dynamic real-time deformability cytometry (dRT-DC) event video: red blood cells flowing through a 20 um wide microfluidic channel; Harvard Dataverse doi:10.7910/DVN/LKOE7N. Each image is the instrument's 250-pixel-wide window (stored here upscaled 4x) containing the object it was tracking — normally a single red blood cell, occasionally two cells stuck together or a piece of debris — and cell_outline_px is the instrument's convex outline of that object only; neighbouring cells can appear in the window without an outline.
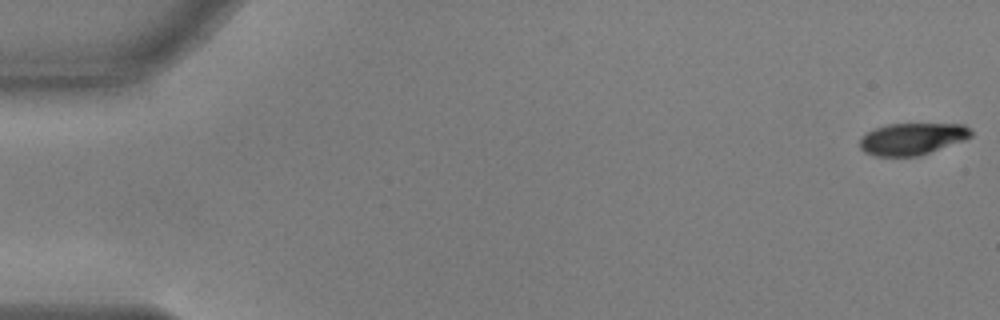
{"species": "common noctule bat (a hibernating species)", "species_latin": "Nyctalus noctula", "temperature_condition": "warm", "stored_images_in_passage": 55, "camera_frame_rate_fps": 3000, "um_per_image_px": 0.085, "animal": {"sex": "male", "body_mass_g": 17.9, "forearm_length_mm": 54.2}, "frame": {"image": 1, "passage_image": 1, "time_ms": 0.0, "image_size_px": [1000, 320], "cell_outline_px": [[972, 136], [964, 140], [920, 156], [876, 156], [864, 152], [860, 148], [860, 140], [868, 132], [876, 128], [888, 124], [964, 124], [972, 132]], "centroid_in_image_um": [77.55, 11.81], "position_along_channel_um": 7.5, "area_um2": 20.52}}
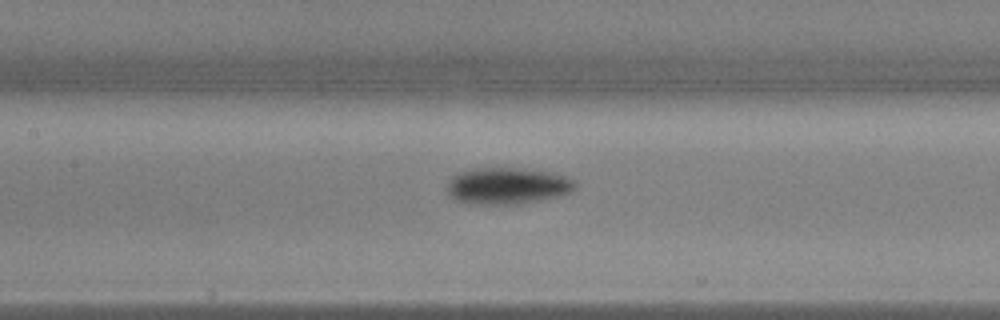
{"frame": {"image": 2, "passage_image": 26, "time_ms": 8.333, "image_size_px": [1000, 320], "cell_outline_px": [[576, 188], [572, 192], [540, 200], [516, 204], [472, 204], [456, 200], [448, 192], [448, 184], [452, 176], [460, 172], [472, 168], [520, 168], [552, 172], [576, 180]], "centroid_in_image_um": [43.15, 15.79], "position_along_channel_um": 164.2, "area_um2": 27.28}}
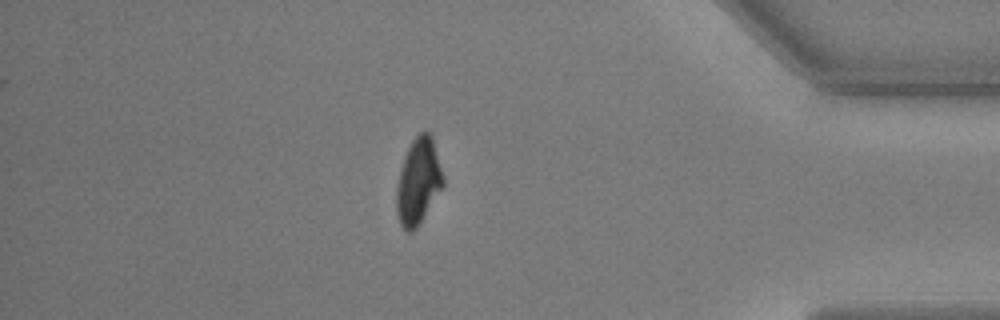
{"frame": {"image": 3, "passage_image": 48, "time_ms": 15.667, "image_size_px": [1000, 320], "cell_outline_px": [[444, 184], [420, 224], [412, 232], [408, 232], [400, 224], [396, 212], [396, 184], [404, 156], [412, 140], [424, 128], [432, 136], [444, 180]], "centroid_in_image_um": [35.54, 15.42], "position_along_channel_um": 399.7, "area_um2": 23.41}}